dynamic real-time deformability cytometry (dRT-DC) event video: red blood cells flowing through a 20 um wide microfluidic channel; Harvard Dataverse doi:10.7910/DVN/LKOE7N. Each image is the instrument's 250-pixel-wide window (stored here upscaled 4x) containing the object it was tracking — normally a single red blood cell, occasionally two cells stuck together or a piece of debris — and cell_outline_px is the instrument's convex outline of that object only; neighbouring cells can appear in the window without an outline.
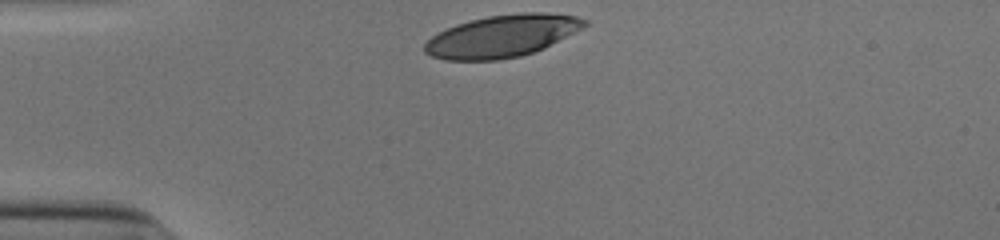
{"species": "human", "species_latin": "Homo sapiens", "temperature_condition": "cold", "stored_images_in_passage": 30, "camera_frame_rate_fps": 3000, "um_per_image_px": 0.085, "donor": {"sex": "male"}, "frame": {"image": 1, "passage_image": 1, "time_ms": 0.0, "image_size_px": [1000, 240], "cell_outline_px": [[588, 24], [544, 48], [520, 56], [500, 60], [444, 60], [432, 56], [424, 52], [424, 44], [432, 36], [456, 24], [488, 16], [520, 12], [544, 12], [576, 16], [588, 20]], "centroid_in_image_um": [42.66, 3.06], "position_along_channel_um": 42.3, "area_um2": 39.02}}
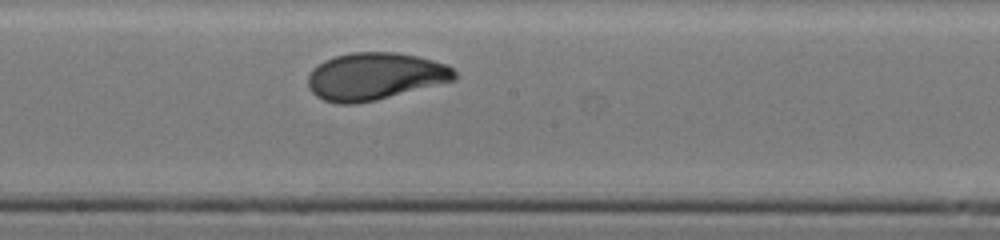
{"frame": {"image": 2, "passage_image": 17, "time_ms": 5.333, "image_size_px": [1000, 240], "cell_outline_px": [[456, 80], [376, 100], [356, 104], [336, 104], [324, 100], [316, 96], [308, 88], [308, 76], [312, 68], [324, 60], [336, 56], [352, 52], [396, 52], [416, 56], [448, 64], [456, 72]], "centroid_in_image_um": [31.86, 6.49], "position_along_channel_um": 216.3, "area_um2": 40.58}}
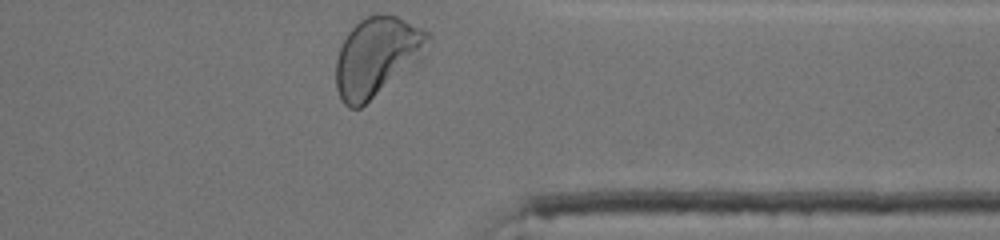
{"frame": {"image": 3, "passage_image": 30, "time_ms": 9.667, "image_size_px": [1000, 240], "cell_outline_px": [[432, 40], [420, 60], [360, 108], [348, 108], [344, 104], [336, 88], [336, 60], [340, 48], [348, 32], [360, 20], [376, 12], [380, 12], [396, 16], [428, 32], [432, 36]], "centroid_in_image_um": [32.04, 4.79], "position_along_channel_um": 379.4, "area_um2": 42.25}, "authors_computed_cell_mechanics": {"area_um2": 40.1132, "velocity_mm_per_s": 3.8665, "shape_relaxation_time_tau1_ms": 4.3297, "shape_relaxation_time_tau2_ms": 0.8471, "deformation_change_tau1": 0.1909, "deformation_change_tau2": 0.0528}}